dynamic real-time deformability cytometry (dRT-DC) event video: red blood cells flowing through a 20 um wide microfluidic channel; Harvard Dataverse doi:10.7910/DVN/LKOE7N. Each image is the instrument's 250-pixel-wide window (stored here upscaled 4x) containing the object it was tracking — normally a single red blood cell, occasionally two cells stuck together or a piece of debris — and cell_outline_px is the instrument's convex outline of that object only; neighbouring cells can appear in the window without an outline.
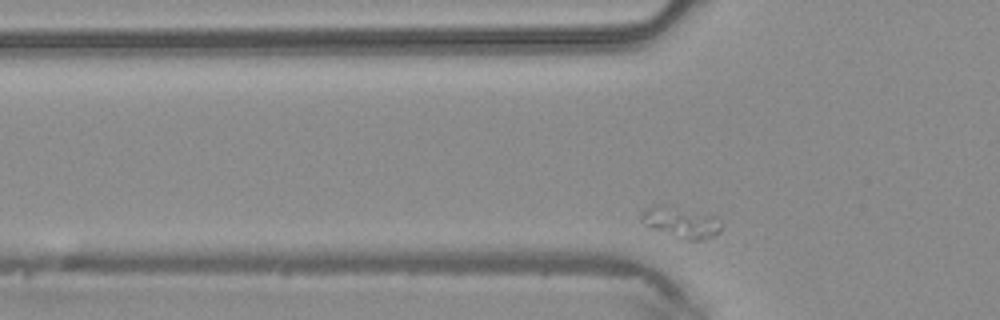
{"species": "common noctule bat (a hibernating species)", "species_latin": "Nyctalus noctula", "temperature_condition": "warm", "stored_images_in_passage": 29, "camera_frame_rate_fps": 3000, "um_per_image_px": 0.085, "animal": {"sex": "male", "body_mass_g": 20.4}, "frame": {"image": 1, "passage_image": 4, "time_ms": 1.0, "image_size_px": [1000, 320], "cell_outline_px": [[720, 232], [708, 240], [688, 240], [652, 228], [644, 224], [640, 220], [640, 212], [656, 204], [668, 204], [720, 216]], "centroid_in_image_um": [57.93, 18.86], "position_along_channel_um": 67.9, "area_um2": 14.85}}
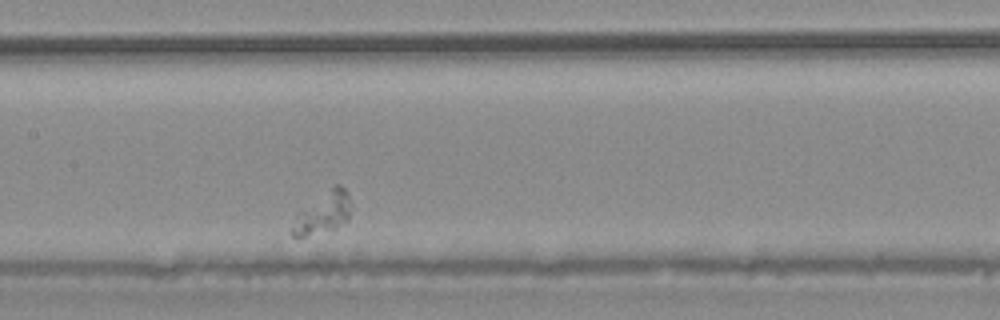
{"frame": {"image": 2, "passage_image": 13, "time_ms": 4.0, "image_size_px": [1000, 320], "cell_outline_px": [[352, 204], [348, 220], [336, 228], [304, 236], [292, 236], [292, 228], [296, 216], [336, 184], [340, 184], [348, 192]], "centroid_in_image_um": [27.55, 18.1], "position_along_channel_um": 179.9, "area_um2": 13.53}}
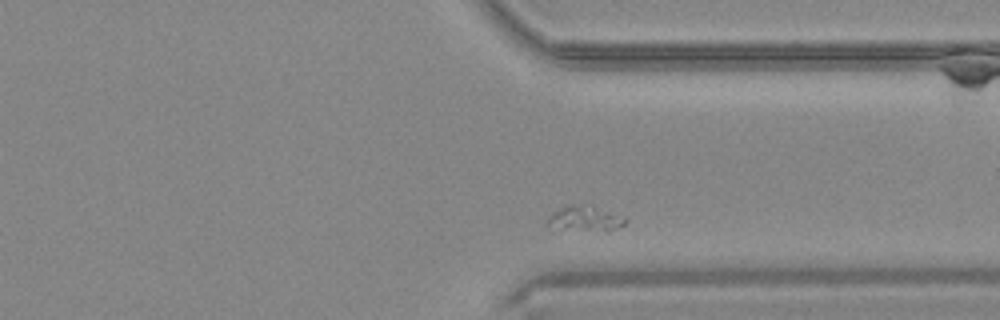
{"frame": {"image": 3, "passage_image": 27, "time_ms": 8.667, "image_size_px": [1000, 320], "cell_outline_px": [[628, 220], [624, 224], [608, 232], [552, 232], [548, 228], [548, 216], [552, 212], [568, 204], [592, 204], [628, 216]], "centroid_in_image_um": [49.71, 18.63], "position_along_channel_um": 361.7, "area_um2": 13.06}}